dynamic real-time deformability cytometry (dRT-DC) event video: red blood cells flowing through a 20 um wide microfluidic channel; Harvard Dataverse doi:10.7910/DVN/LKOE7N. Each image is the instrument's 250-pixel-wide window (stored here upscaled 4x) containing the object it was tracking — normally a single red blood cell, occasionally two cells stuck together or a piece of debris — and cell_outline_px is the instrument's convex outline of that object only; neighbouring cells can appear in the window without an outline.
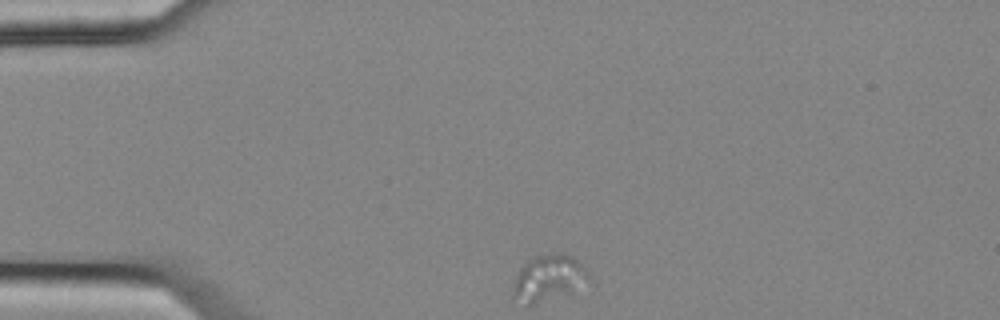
{"species": "common noctule bat (a hibernating species)", "species_latin": "Nyctalus noctula", "temperature_condition": "cold", "stored_images_in_passage": 2, "camera_frame_rate_fps": 3000, "um_per_image_px": 0.085, "animal": {"sex": "female", "body_mass_g": 25.1}, "frame": {"image": 1, "passage_image": 1, "time_ms": 0.0, "image_size_px": [1000, 320], "cell_outline_px": [[588, 280], [568, 292], [532, 304], [528, 304], [512, 300], [512, 296], [516, 276], [520, 268], [528, 260], [536, 256], [548, 252], [560, 252], [572, 256], [588, 272]], "centroid_in_image_um": [46.56, 23.59], "position_along_channel_um": 38.4, "area_um2": 19.83}}